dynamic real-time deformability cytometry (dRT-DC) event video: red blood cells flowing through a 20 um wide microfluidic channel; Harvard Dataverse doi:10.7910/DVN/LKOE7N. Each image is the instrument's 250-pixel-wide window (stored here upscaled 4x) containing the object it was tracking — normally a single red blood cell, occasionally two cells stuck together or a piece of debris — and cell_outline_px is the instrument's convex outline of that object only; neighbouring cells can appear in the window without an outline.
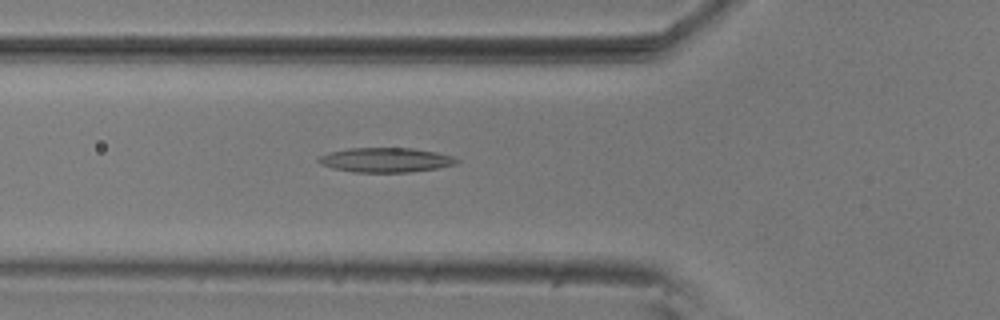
{"species": "common noctule bat (a hibernating species)", "species_latin": "Nyctalus noctula", "temperature_condition": "room temperature", "stored_images_in_passage": 51, "camera_frame_rate_fps": 3000, "um_per_image_px": 0.085, "animal": {"sex": "male", "body_mass_g": 20.5, "forearm_length_mm": 52.5}, "frame": {"image": 1, "passage_image": 16, "time_ms": 5.0, "image_size_px": [1000, 320], "cell_outline_px": [[460, 160], [456, 164], [440, 168], [408, 172], [352, 172], [320, 164], [316, 160], [320, 156], [328, 152], [348, 148], [412, 148], [436, 152], [452, 156]], "centroid_in_image_um": [32.79, 13.59], "position_along_channel_um": 93.0, "area_um2": 19.77}}
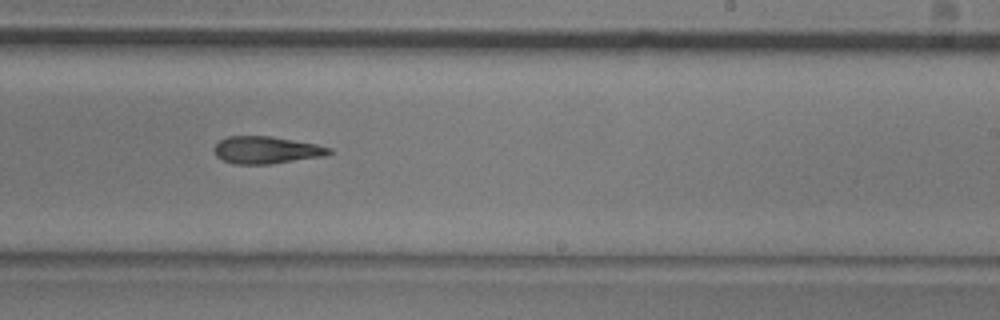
{"frame": {"image": 2, "passage_image": 30, "time_ms": 9.667, "image_size_px": [1000, 320], "cell_outline_px": [[332, 152], [324, 156], [268, 164], [232, 164], [216, 156], [216, 144], [220, 140], [228, 136], [272, 136], [316, 144], [332, 148]], "centroid_in_image_um": [22.65, 12.75], "position_along_channel_um": 266.3, "area_um2": 18.09}}
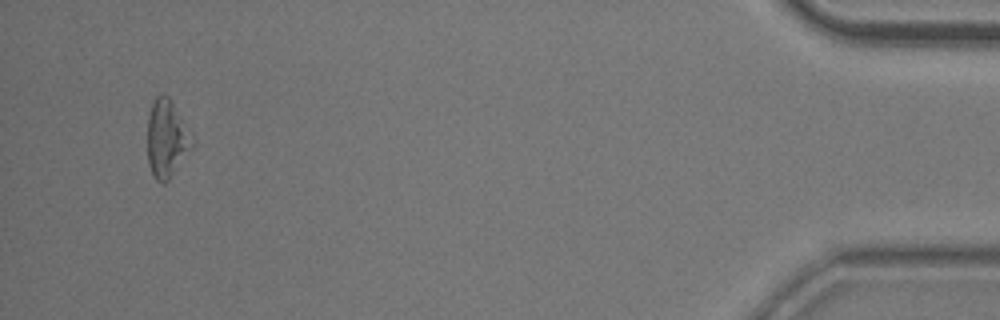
{"frame": {"image": 3, "passage_image": 49, "time_ms": 16.0, "image_size_px": [1000, 320], "cell_outline_px": [[192, 148], [168, 180], [164, 184], [156, 180], [152, 176], [148, 164], [148, 116], [152, 104], [156, 96], [160, 92], [168, 96], [192, 144]], "centroid_in_image_um": [14.08, 11.85], "position_along_channel_um": 421.1, "area_um2": 19.25}}